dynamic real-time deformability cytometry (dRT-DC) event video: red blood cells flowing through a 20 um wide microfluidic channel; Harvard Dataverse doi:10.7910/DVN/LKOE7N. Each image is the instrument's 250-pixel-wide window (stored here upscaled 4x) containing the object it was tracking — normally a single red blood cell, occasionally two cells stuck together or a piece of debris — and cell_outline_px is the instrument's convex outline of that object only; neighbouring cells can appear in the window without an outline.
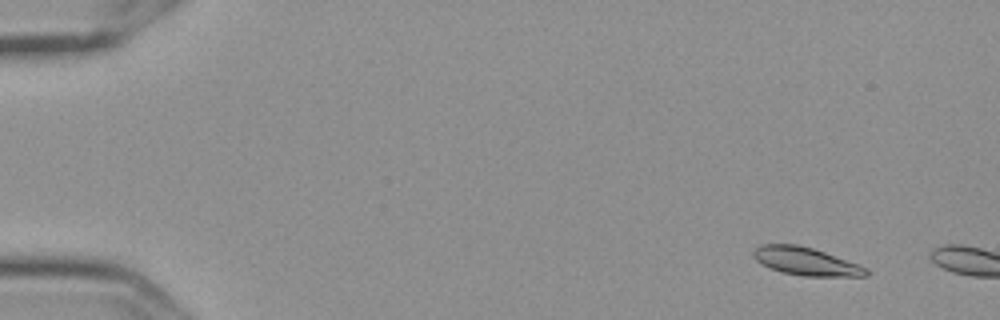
{"species": "Egyptian fruit bat (a non-hibernating species)", "species_latin": "Rousettus aegyptiacus", "temperature_condition": "cold", "stored_images_in_passage": 3, "camera_frame_rate_fps": 3000, "um_per_image_px": 0.085, "frame": {"image": 1, "passage_image": 1, "time_ms": 0.0, "image_size_px": [1000, 320], "cell_outline_px": [[868, 276], [804, 276], [784, 272], [760, 264], [752, 256], [752, 252], [760, 244], [796, 244], [812, 248], [860, 264], [868, 268]], "centroid_in_image_um": [68.51, 22.21], "position_along_channel_um": 16.5, "area_um2": 18.32}}